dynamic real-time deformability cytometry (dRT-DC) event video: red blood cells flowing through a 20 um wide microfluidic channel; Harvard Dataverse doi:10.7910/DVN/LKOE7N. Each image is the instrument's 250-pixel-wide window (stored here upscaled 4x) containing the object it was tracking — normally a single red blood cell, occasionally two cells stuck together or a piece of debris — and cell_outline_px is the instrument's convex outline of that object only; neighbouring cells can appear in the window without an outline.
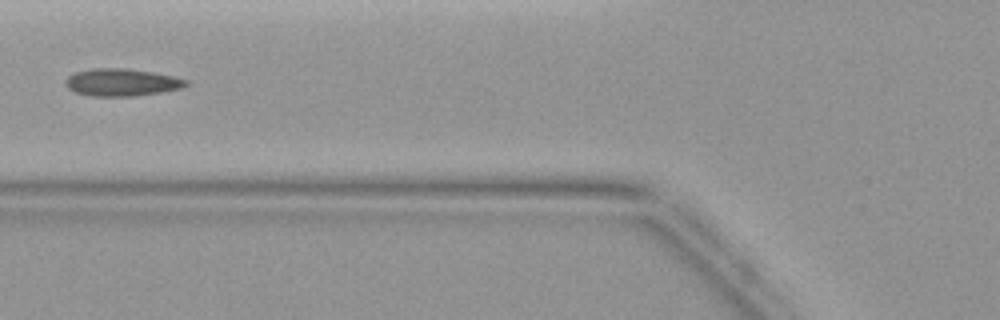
{"species": "common noctule bat (a hibernating species)", "species_latin": "Nyctalus noctula", "temperature_condition": "warm", "stored_images_in_passage": 4, "camera_frame_rate_fps": 3000, "um_per_image_px": 0.085, "animal": {"sex": "female", "body_mass_g": 19.9}, "frame": {"image": 1, "passage_image": 4, "time_ms": 4.333, "image_size_px": [1000, 320], "cell_outline_px": [[188, 84], [180, 88], [160, 92], [136, 96], [92, 96], [76, 92], [68, 88], [64, 84], [64, 80], [68, 76], [76, 72], [92, 68], [124, 68], [152, 72], [172, 76], [188, 80]], "centroid_in_image_um": [10.31, 7.0], "position_along_channel_um": 115.5, "area_um2": 19.13}}